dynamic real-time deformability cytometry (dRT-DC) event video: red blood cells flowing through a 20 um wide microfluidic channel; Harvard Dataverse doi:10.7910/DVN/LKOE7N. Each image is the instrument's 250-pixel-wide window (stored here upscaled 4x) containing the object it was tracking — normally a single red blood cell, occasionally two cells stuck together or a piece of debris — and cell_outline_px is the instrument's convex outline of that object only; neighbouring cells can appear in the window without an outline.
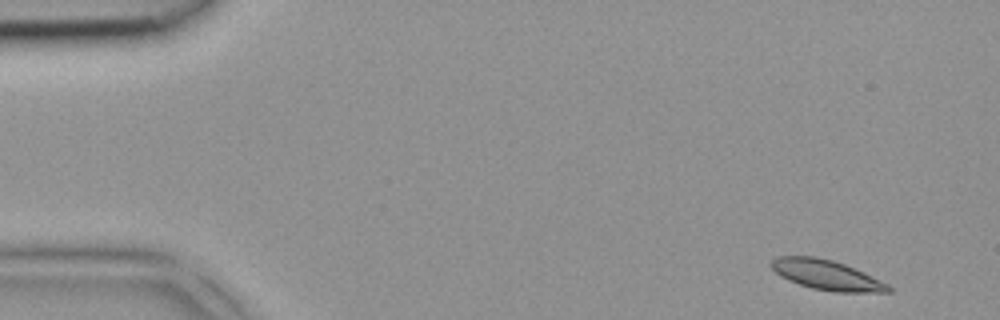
{"species": "common noctule bat (a hibernating species)", "species_latin": "Nyctalus noctula", "temperature_condition": "room temperature", "stored_images_in_passage": 4, "camera_frame_rate_fps": 3000, "um_per_image_px": 0.085, "animal": {"sex": "female", "body_mass_g": 18.4}, "frame": {"image": 1, "passage_image": 1, "time_ms": 0.0, "image_size_px": [1000, 320], "cell_outline_px": [[892, 292], [832, 292], [812, 288], [788, 280], [780, 276], [768, 264], [776, 256], [816, 256], [832, 260], [844, 264], [888, 284], [892, 288]], "centroid_in_image_um": [70.22, 23.37], "position_along_channel_um": 14.8, "area_um2": 20.29}}